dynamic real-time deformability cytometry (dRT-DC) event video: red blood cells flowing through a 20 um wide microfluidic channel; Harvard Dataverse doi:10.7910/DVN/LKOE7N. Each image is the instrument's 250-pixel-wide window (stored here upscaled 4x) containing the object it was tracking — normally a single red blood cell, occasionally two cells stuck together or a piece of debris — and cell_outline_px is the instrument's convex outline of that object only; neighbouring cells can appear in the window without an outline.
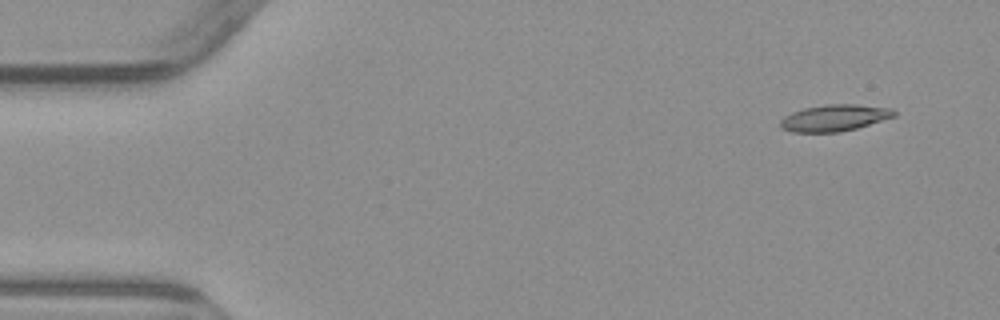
{"species": "common noctule bat (a hibernating species)", "species_latin": "Nyctalus noctula", "temperature_condition": "warm", "stored_images_in_passage": 4, "camera_frame_rate_fps": 3000, "um_per_image_px": 0.085, "animal": {"sex": "male", "body_mass_g": 23.1, "forearm_length_mm": 52.7}, "frame": {"image": 1, "passage_image": 1, "time_ms": 0.0, "image_size_px": [1000, 320], "cell_outline_px": [[896, 116], [856, 128], [840, 132], [792, 132], [780, 128], [780, 120], [784, 116], [792, 112], [804, 108], [824, 104], [856, 104], [892, 108], [896, 112]], "centroid_in_image_um": [70.91, 10.01], "position_along_channel_um": 14.1, "area_um2": 17.69}}
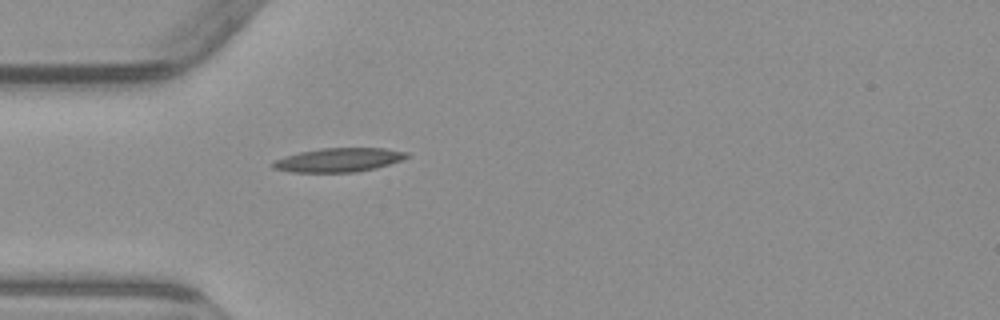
{"frame": {"image": 2, "passage_image": 4, "time_ms": 4.0, "image_size_px": [1000, 320], "cell_outline_px": [[408, 156], [400, 160], [376, 168], [356, 172], [292, 172], [272, 168], [268, 164], [272, 160], [300, 152], [320, 148], [384, 148], [408, 152]], "centroid_in_image_um": [28.72, 13.59], "position_along_channel_um": 56.3, "area_um2": 18.67}}